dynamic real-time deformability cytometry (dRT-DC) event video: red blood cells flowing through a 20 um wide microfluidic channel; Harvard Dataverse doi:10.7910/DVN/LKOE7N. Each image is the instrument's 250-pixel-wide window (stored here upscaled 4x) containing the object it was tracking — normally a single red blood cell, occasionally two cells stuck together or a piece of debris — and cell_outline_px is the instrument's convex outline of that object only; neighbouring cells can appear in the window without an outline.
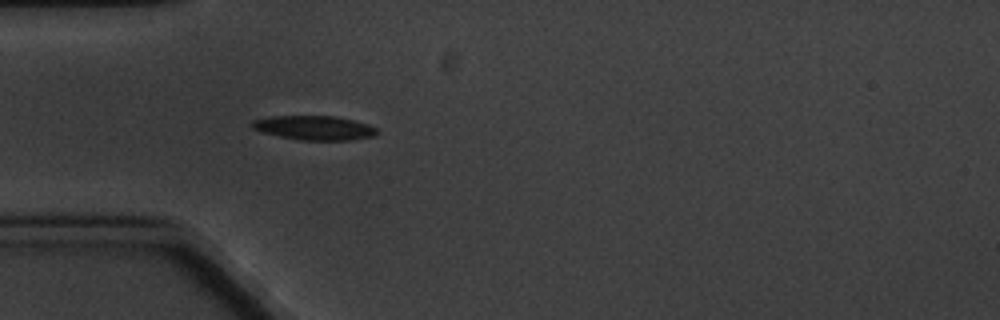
{"species": "common noctule bat (a hibernating species)", "species_latin": "Nyctalus noctula", "temperature_condition": "cold", "stored_images_in_passage": 3, "camera_frame_rate_fps": 3000, "um_per_image_px": 0.085, "animal": {"sex": "male", "body_mass_g": 20.1, "forearm_length_mm": 53.5}, "frame": {"image": 1, "passage_image": 3, "time_ms": 2.333, "image_size_px": [1000, 320], "cell_outline_px": [[376, 136], [352, 140], [300, 140], [280, 136], [264, 132], [252, 128], [248, 124], [252, 120], [272, 116], [336, 116], [368, 124], [376, 128]], "centroid_in_image_um": [26.7, 10.86], "position_along_channel_um": 58.3, "area_um2": 17.63}}